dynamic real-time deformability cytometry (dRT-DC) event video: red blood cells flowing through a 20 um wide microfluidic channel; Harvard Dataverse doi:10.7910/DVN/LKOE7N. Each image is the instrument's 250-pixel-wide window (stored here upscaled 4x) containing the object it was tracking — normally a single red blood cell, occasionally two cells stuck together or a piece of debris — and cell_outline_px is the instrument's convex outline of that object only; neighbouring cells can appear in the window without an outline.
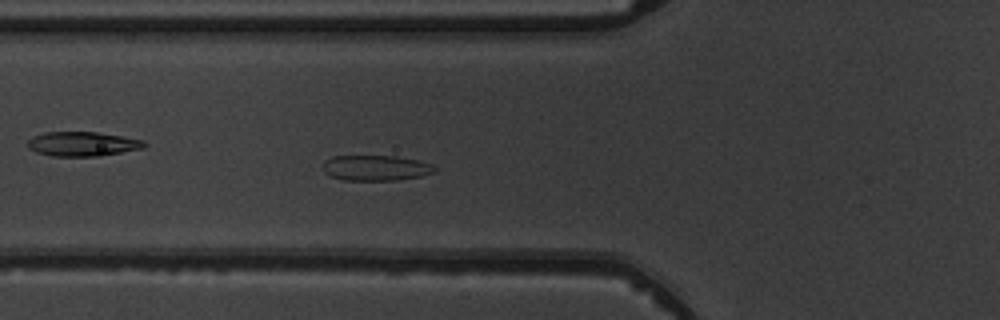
{"species": "common noctule bat (a hibernating species)", "species_latin": "Nyctalus noctula", "temperature_condition": "warm", "stored_images_in_passage": 6, "camera_frame_rate_fps": 3000, "um_per_image_px": 0.085, "animal": {"sex": "male", "body_mass_g": 19.5, "forearm_length_mm": 54.6}, "frame": {"image": 1, "passage_image": 6, "time_ms": 5.667, "image_size_px": [1000, 320], "cell_outline_px": [[436, 172], [420, 176], [396, 180], [344, 180], [332, 176], [324, 172], [324, 160], [332, 156], [396, 156], [416, 160], [432, 164], [436, 168]], "centroid_in_image_um": [31.95, 14.27], "position_along_channel_um": 93.9, "area_um2": 16.47}}